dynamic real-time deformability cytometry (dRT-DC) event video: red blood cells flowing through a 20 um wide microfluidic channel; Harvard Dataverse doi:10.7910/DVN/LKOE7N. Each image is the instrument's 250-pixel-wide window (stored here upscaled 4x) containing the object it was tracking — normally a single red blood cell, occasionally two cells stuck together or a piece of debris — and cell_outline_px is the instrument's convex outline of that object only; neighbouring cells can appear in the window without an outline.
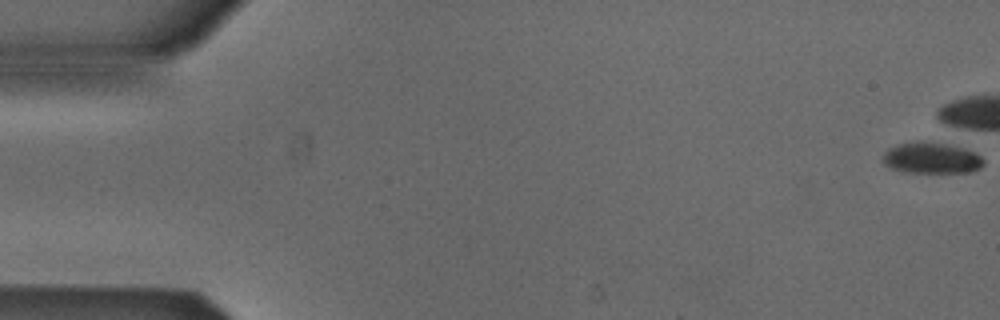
{"species": "Egyptian fruit bat (a non-hibernating species)", "species_latin": "Rousettus aegyptiacus", "temperature_condition": "cold", "stored_images_in_passage": 5, "camera_frame_rate_fps": 3000, "um_per_image_px": 0.085, "animal": {"sex": "male"}, "frame": {"image": 1, "passage_image": 1, "time_ms": 0.0, "image_size_px": [1000, 320], "cell_outline_px": [[984, 164], [980, 168], [968, 172], [904, 172], [892, 168], [884, 164], [884, 152], [888, 148], [900, 144], [916, 140], [920, 140], [948, 144], [964, 148], [976, 152], [984, 160]], "centroid_in_image_um": [79.19, 13.41], "position_along_channel_um": 5.8, "area_um2": 18.32}}